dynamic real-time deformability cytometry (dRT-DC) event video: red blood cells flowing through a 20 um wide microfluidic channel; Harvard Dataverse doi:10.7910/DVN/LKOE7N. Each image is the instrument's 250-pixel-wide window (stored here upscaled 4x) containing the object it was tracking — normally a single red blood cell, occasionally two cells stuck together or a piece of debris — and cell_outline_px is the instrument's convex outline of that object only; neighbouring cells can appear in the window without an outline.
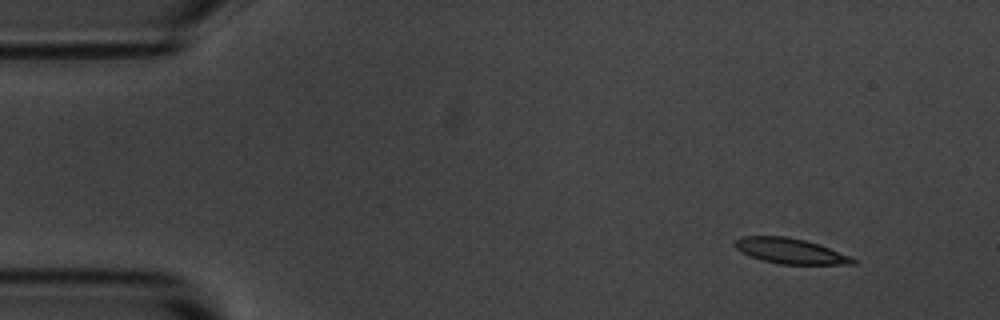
{"species": "common noctule bat (a hibernating species)", "species_latin": "Nyctalus noctula", "temperature_condition": "room temperature", "stored_images_in_passage": 4, "camera_frame_rate_fps": 3000, "um_per_image_px": 0.085, "animal": {"sex": "male", "body_mass_g": 20.1, "forearm_length_mm": 53.5}, "frame": {"image": 1, "passage_image": 2, "time_ms": 1.333, "image_size_px": [1000, 320], "cell_outline_px": [[856, 264], [780, 264], [764, 260], [752, 256], [736, 248], [732, 244], [740, 236], [788, 236], [820, 244], [852, 256], [856, 260]], "centroid_in_image_um": [67.22, 21.32], "position_along_channel_um": 17.8, "area_um2": 17.4}}
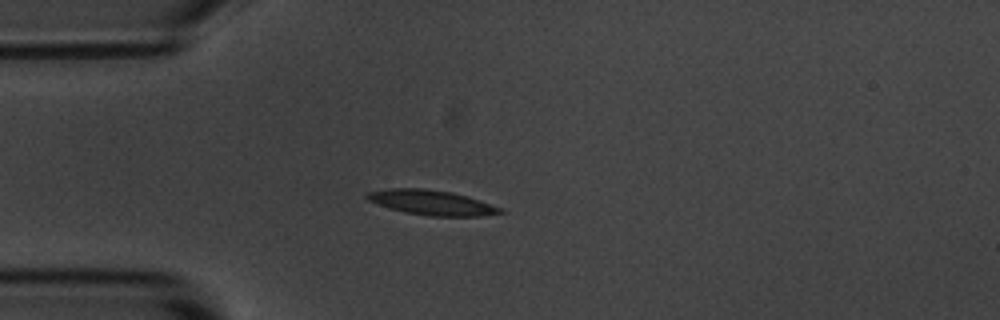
{"frame": {"image": 2, "passage_image": 4, "time_ms": 4.333, "image_size_px": [1000, 320], "cell_outline_px": [[504, 212], [480, 216], [428, 216], [404, 212], [388, 208], [368, 200], [364, 196], [368, 192], [388, 188], [424, 188], [452, 192], [468, 196], [504, 208]], "centroid_in_image_um": [36.7, 17.21], "position_along_channel_um": 48.3, "area_um2": 19.48}}